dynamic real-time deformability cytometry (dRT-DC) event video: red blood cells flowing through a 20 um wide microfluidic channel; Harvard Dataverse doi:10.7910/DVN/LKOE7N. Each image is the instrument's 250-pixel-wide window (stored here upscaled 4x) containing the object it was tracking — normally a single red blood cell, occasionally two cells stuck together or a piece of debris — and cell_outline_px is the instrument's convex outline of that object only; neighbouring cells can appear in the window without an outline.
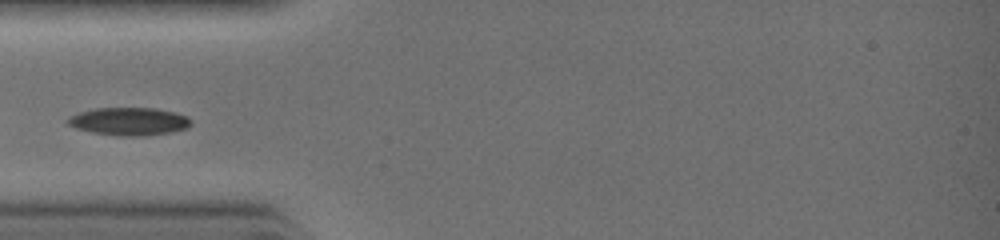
{"species": "common noctule bat (a hibernating species)", "species_latin": "Nyctalus noctula", "temperature_condition": "warm", "stored_images_in_passage": 19, "camera_frame_rate_fps": 3000, "um_per_image_px": 0.085, "animal": {"sex": "female", "body_mass_g": 19.0, "forearm_length_mm": 51.5}, "frame": {"image": 1, "passage_image": 1, "time_ms": 0.0, "image_size_px": [1000, 240], "cell_outline_px": [[192, 124], [188, 128], [168, 132], [144, 136], [120, 136], [92, 132], [76, 128], [68, 124], [64, 120], [68, 116], [80, 112], [96, 108], [156, 108], [176, 112], [184, 116]], "centroid_in_image_um": [10.92, 10.31], "position_along_channel_um": 74.1, "area_um2": 19.94}}
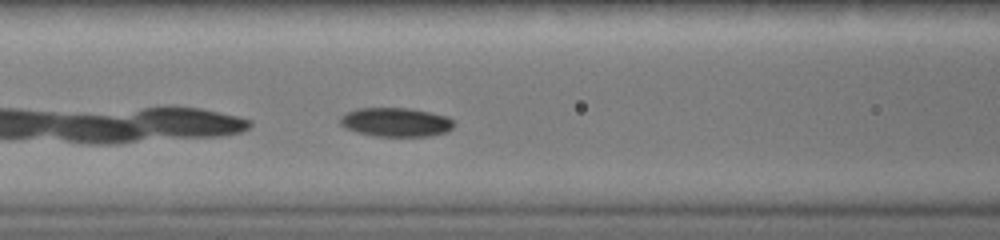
{"frame": {"image": 2, "passage_image": 4, "time_ms": 1.0, "image_size_px": [1000, 240], "cell_outline_px": [[452, 128], [448, 132], [428, 136], [376, 136], [356, 132], [344, 128], [340, 124], [340, 116], [356, 108], [408, 108], [448, 116], [452, 120]], "centroid_in_image_um": [33.62, 10.39], "position_along_channel_um": 133.0, "area_um2": 19.19}}